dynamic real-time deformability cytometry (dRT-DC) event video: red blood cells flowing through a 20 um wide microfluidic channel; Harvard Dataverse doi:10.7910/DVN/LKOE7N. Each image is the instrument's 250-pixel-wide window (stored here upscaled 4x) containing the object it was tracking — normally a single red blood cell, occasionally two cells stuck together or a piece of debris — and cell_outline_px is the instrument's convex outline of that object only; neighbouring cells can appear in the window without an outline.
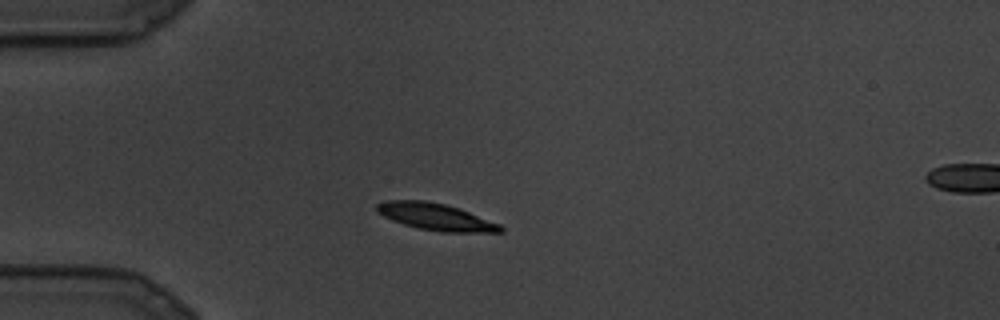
{"species": "common noctule bat (a hibernating species)", "species_latin": "Nyctalus noctula", "temperature_condition": "cold", "stored_images_in_passage": 5, "camera_frame_rate_fps": 3000, "um_per_image_px": 0.085, "animal": {"sex": "male", "body_mass_g": 19.5, "forearm_length_mm": 54.6}, "frame": {"image": 1, "passage_image": 2, "time_ms": 0.333, "image_size_px": [1000, 320], "cell_outline_px": [[504, 232], [440, 232], [416, 228], [392, 220], [376, 212], [376, 204], [384, 200], [424, 200], [444, 204], [460, 208], [500, 224], [504, 228]], "centroid_in_image_um": [37.03, 18.43], "position_along_channel_um": 48.0, "area_um2": 19.54}}
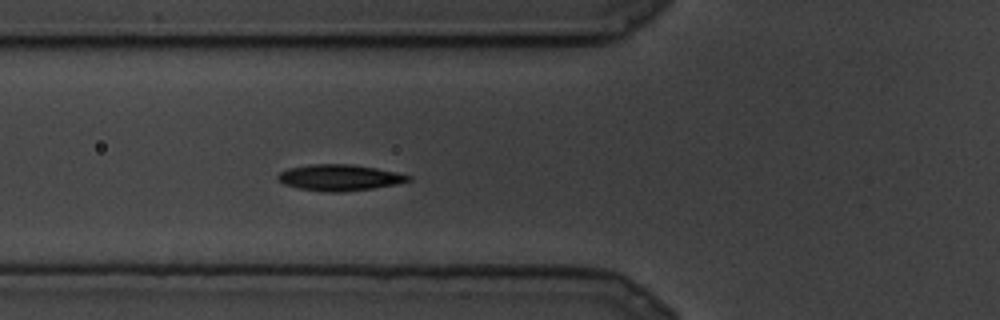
{"frame": {"image": 2, "passage_image": 5, "time_ms": 1.333, "image_size_px": [1000, 320], "cell_outline_px": [[412, 180], [396, 184], [372, 188], [340, 192], [328, 192], [300, 188], [284, 184], [276, 180], [276, 176], [280, 172], [288, 168], [308, 164], [352, 164], [376, 168], [396, 172], [412, 176]], "centroid_in_image_um": [28.84, 15.08], "position_along_channel_um": 97.0, "area_um2": 19.88}}